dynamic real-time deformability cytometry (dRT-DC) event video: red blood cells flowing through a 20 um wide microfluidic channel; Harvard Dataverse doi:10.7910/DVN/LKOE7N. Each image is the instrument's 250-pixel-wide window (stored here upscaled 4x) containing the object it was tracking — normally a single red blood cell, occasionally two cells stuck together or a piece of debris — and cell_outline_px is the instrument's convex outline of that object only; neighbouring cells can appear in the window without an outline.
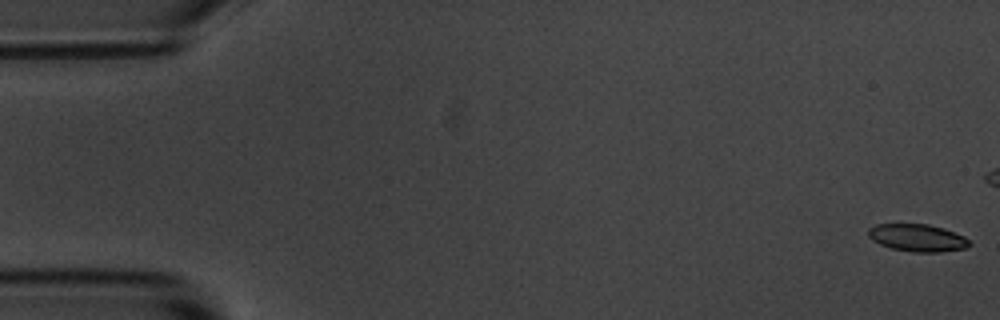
{"species": "common noctule bat (a hibernating species)", "species_latin": "Nyctalus noctula", "temperature_condition": "room temperature", "stored_images_in_passage": 46, "camera_frame_rate_fps": 3000, "um_per_image_px": 0.085, "animal": {"sex": "male", "body_mass_g": 20.1, "forearm_length_mm": 53.5}, "frame": {"image": 1, "passage_image": 1, "time_ms": 0.0, "image_size_px": [1000, 320], "cell_outline_px": [[972, 244], [964, 248], [940, 252], [912, 252], [892, 248], [880, 244], [872, 240], [868, 236], [868, 228], [876, 224], [928, 224], [944, 228], [964, 236]], "centroid_in_image_um": [77.97, 20.21], "position_along_channel_um": 7.0, "area_um2": 16.13}}
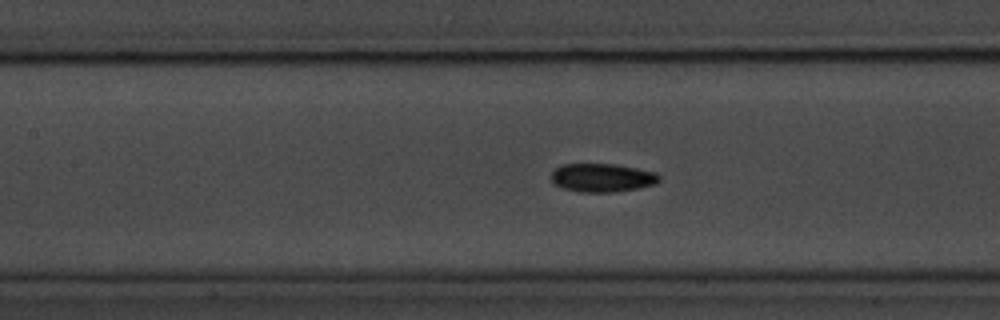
{"frame": {"image": 2, "passage_image": 25, "time_ms": 8.0, "image_size_px": [1000, 320], "cell_outline_px": [[660, 180], [656, 184], [640, 188], [612, 192], [580, 192], [564, 188], [556, 184], [552, 180], [552, 172], [560, 164], [616, 164], [656, 172], [660, 176]], "centroid_in_image_um": [51.22, 15.1], "position_along_channel_um": 156.2, "area_um2": 17.92}}
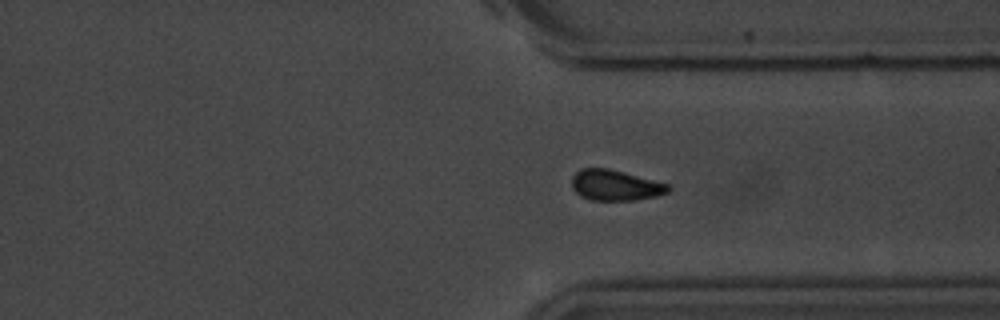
{"frame": {"image": 3, "passage_image": 42, "time_ms": 13.667, "image_size_px": [1000, 320], "cell_outline_px": [[672, 188], [668, 192], [656, 196], [632, 200], [588, 200], [580, 196], [572, 188], [572, 176], [580, 168], [608, 168], [624, 172], [668, 184]], "centroid_in_image_um": [52.27, 15.74], "position_along_channel_um": 359.1, "area_um2": 17.22}}